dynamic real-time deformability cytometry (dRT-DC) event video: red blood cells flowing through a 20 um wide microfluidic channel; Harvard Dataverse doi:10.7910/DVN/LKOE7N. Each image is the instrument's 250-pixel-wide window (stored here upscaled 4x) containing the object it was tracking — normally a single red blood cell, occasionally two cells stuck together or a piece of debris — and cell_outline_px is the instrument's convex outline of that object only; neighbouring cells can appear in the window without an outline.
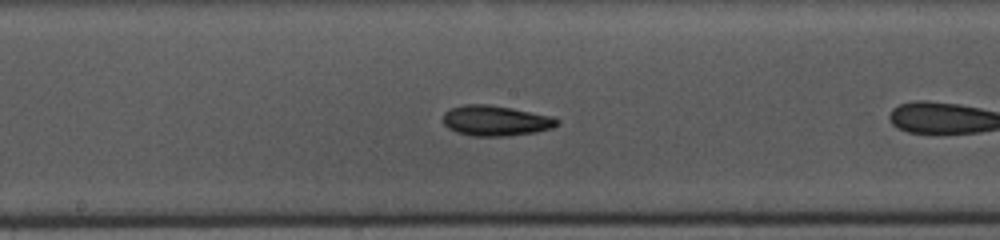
{"species": "common noctule bat (a hibernating species)", "species_latin": "Nyctalus noctula", "temperature_condition": "cold", "stored_images_in_passage": 16, "camera_frame_rate_fps": 3000, "um_per_image_px": 0.085, "animal": {"sex": "female", "body_mass_g": 10.0, "forearm_length_mm": 53.1}, "frame": {"image": 1, "passage_image": 14, "time_ms": 4.333, "image_size_px": [1000, 240], "cell_outline_px": [[560, 124], [552, 128], [536, 132], [504, 136], [472, 136], [456, 132], [448, 128], [444, 124], [444, 112], [448, 108], [464, 104], [488, 104], [512, 108], [552, 116], [560, 120]], "centroid_in_image_um": [42.13, 10.25], "position_along_channel_um": 206.1, "area_um2": 20.35}}